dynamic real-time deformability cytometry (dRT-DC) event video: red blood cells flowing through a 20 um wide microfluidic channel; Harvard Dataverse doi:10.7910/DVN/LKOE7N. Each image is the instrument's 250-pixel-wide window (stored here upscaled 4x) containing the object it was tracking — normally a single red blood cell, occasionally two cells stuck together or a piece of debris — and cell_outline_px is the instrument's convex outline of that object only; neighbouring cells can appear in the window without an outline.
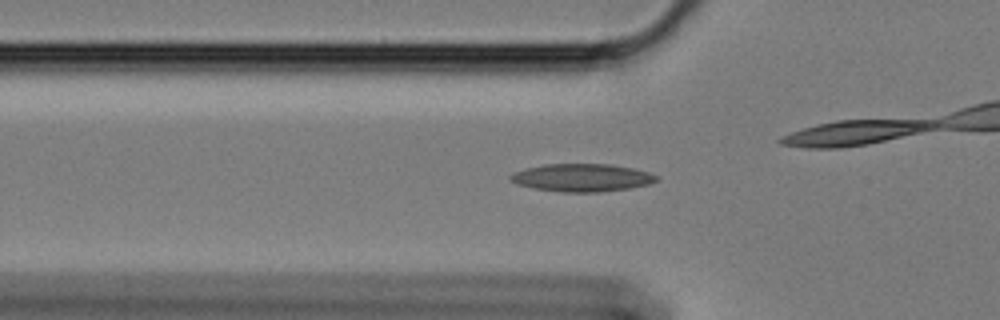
{"species": "Egyptian fruit bat (a non-hibernating species)", "species_latin": "Rousettus aegyptiacus", "temperature_condition": "cold", "stored_images_in_passage": 53, "camera_frame_rate_fps": 3000, "um_per_image_px": 0.085, "animal": {"sex": "female"}, "frame": {"image": 1, "passage_image": 13, "time_ms": 4.0, "image_size_px": [1000, 320], "cell_outline_px": [[656, 180], [648, 184], [628, 188], [600, 192], [560, 192], [532, 188], [516, 184], [508, 180], [508, 176], [512, 172], [524, 168], [544, 164], [612, 164], [632, 168], [648, 172], [656, 176]], "centroid_in_image_um": [49.36, 15.1], "position_along_channel_um": 76.4, "area_um2": 23.76}}
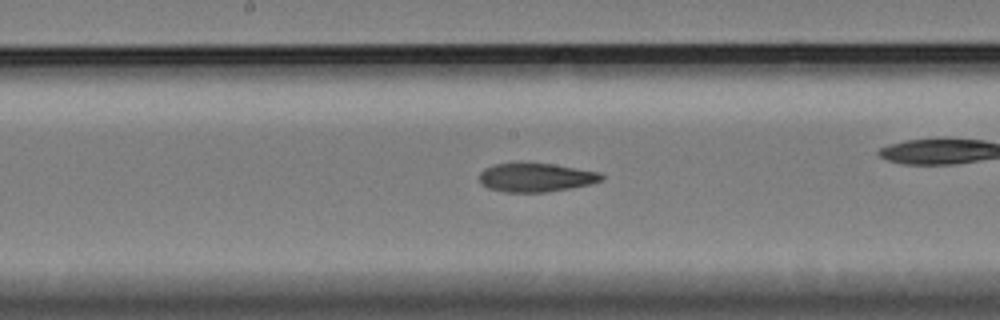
{"frame": {"image": 2, "passage_image": 24, "time_ms": 7.667, "image_size_px": [1000, 320], "cell_outline_px": [[604, 180], [588, 184], [548, 192], [504, 192], [488, 188], [480, 184], [480, 172], [484, 168], [496, 164], [552, 164], [600, 172], [604, 176]], "centroid_in_image_um": [45.54, 15.1], "position_along_channel_um": 202.7, "area_um2": 20.17}}
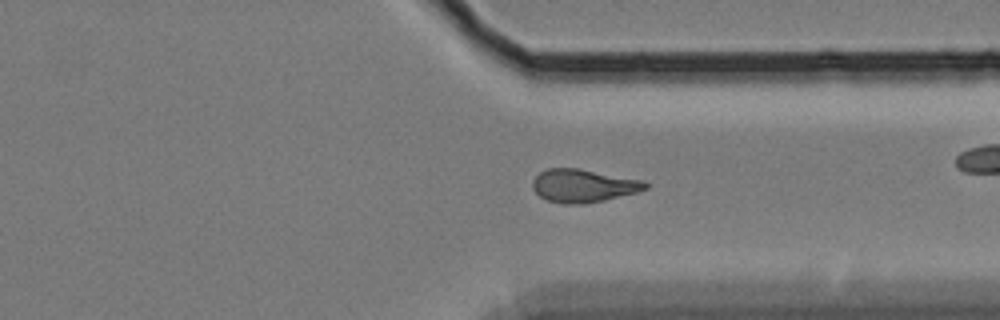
{"frame": {"image": 3, "passage_image": 38, "time_ms": 12.333, "image_size_px": [1000, 320], "cell_outline_px": [[648, 188], [636, 192], [604, 200], [584, 204], [564, 204], [548, 200], [540, 196], [532, 188], [532, 180], [540, 172], [548, 168], [580, 168], [644, 180], [648, 184]], "centroid_in_image_um": [49.58, 15.77], "position_along_channel_um": 361.8, "area_um2": 21.79}}